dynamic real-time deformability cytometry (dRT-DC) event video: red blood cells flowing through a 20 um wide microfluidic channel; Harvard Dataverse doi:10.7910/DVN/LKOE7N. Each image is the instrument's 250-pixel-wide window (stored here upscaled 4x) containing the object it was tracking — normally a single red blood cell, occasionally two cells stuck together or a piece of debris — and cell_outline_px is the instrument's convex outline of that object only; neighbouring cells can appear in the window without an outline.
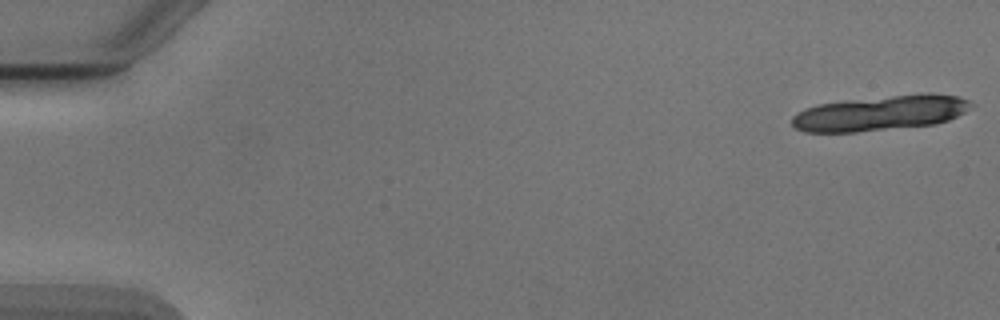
{"species": "Egyptian fruit bat (a non-hibernating species)", "species_latin": "Rousettus aegyptiacus", "temperature_condition": "cold", "stored_images_in_passage": 20, "camera_frame_rate_fps": 3000, "um_per_image_px": 0.085, "animal": {"sex": "male"}, "frame": {"image": 1, "passage_image": 1, "time_ms": 0.0, "image_size_px": [1000, 320], "cell_outline_px": [[972, 104], [964, 112], [948, 120], [936, 124], [856, 132], [804, 132], [796, 128], [792, 124], [792, 116], [808, 108], [820, 104], [848, 100], [892, 96], [956, 96], [968, 100]], "centroid_in_image_um": [74.74, 9.66], "position_along_channel_um": 10.3, "area_um2": 35.2}}